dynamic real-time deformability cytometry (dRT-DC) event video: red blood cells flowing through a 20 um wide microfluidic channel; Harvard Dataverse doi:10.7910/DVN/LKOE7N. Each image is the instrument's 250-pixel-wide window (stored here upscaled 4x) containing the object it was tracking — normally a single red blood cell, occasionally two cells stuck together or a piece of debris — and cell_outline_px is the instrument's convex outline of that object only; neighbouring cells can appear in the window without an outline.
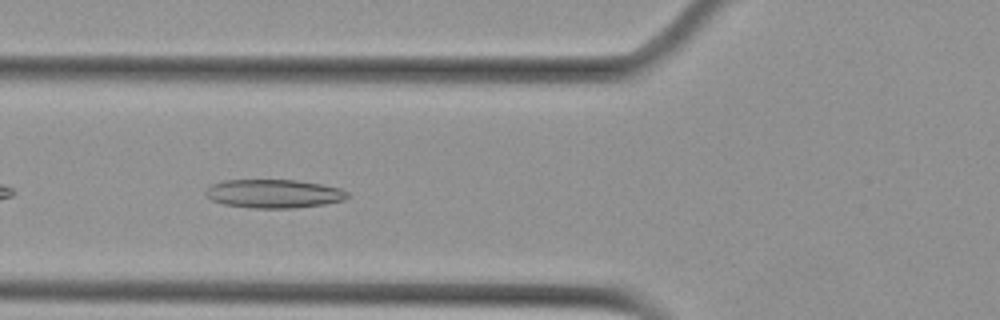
{"species": "Egyptian fruit bat (a non-hibernating species)", "species_latin": "Rousettus aegyptiacus", "temperature_condition": "cold", "stored_images_in_passage": 33, "camera_frame_rate_fps": 3000, "um_per_image_px": 0.085, "animal": {"sex": "female"}, "frame": {"image": 1, "passage_image": 5, "time_ms": 1.333, "image_size_px": [1000, 320], "cell_outline_px": [[348, 196], [344, 200], [324, 204], [292, 208], [256, 208], [224, 204], [212, 200], [204, 192], [212, 184], [224, 180], [296, 180], [320, 184], [340, 188], [348, 192]], "centroid_in_image_um": [23.28, 16.46], "position_along_channel_um": 102.5, "area_um2": 23.41}}
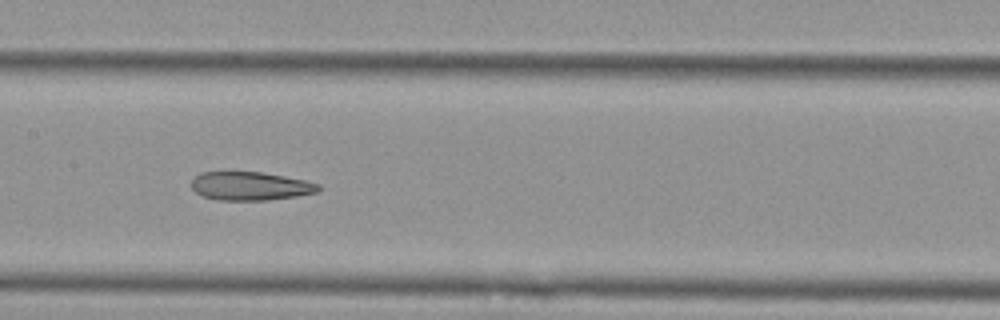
{"frame": {"image": 2, "passage_image": 12, "time_ms": 3.667, "image_size_px": [1000, 320], "cell_outline_px": [[320, 192], [296, 196], [268, 200], [216, 200], [204, 196], [196, 192], [192, 188], [192, 180], [200, 172], [260, 172], [284, 176], [304, 180], [320, 184]], "centroid_in_image_um": [21.3, 15.82], "position_along_channel_um": 186.1, "area_um2": 21.04}}
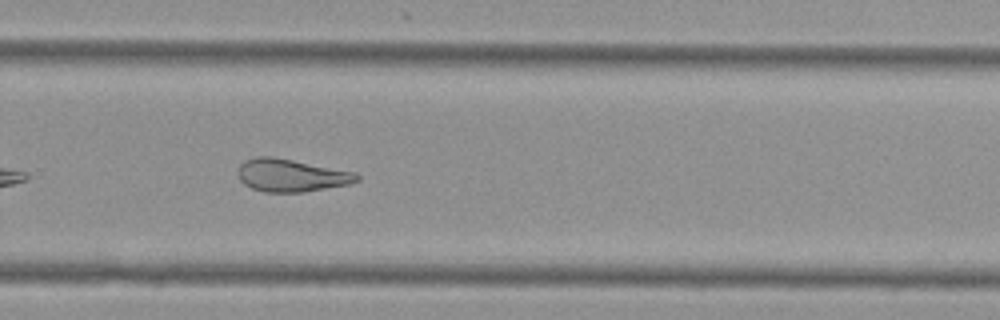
{"frame": {"image": 3, "passage_image": 22, "time_ms": 7.0, "image_size_px": [1000, 320], "cell_outline_px": [[360, 180], [348, 184], [304, 192], [264, 192], [252, 188], [244, 184], [240, 180], [240, 164], [244, 160], [256, 156], [272, 156], [356, 172], [360, 176]], "centroid_in_image_um": [24.77, 14.9], "position_along_channel_um": 305.0, "area_um2": 22.54}, "authors_computed_cell_mechanics": {"area_um2": 22.5998, "velocity_mm_per_s": 3.5782, "shape_relaxation_time_tau1_ms": null, "shape_relaxation_time_tau2_ms": 5.4271, "deformation_change_tau1": null, "deformation_change_tau2": 0.149}}